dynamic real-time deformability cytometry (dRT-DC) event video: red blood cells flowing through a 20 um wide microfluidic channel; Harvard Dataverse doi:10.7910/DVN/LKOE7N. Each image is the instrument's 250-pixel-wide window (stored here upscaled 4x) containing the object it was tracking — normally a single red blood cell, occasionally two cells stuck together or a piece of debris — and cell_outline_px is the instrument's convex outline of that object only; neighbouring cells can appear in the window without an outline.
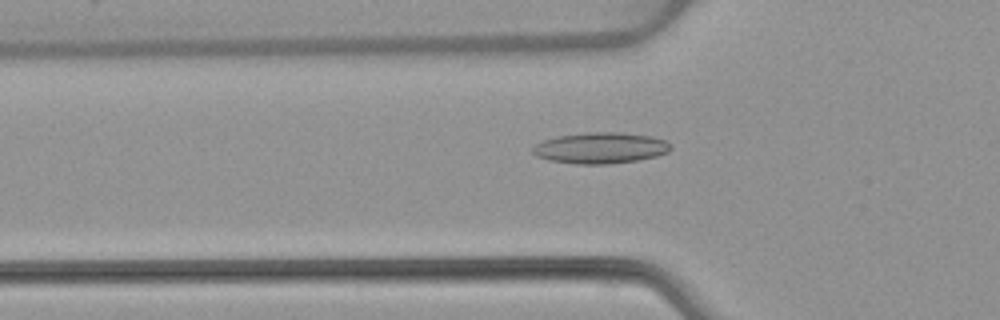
{"species": "common noctule bat (a hibernating species)", "species_latin": "Nyctalus noctula", "temperature_condition": "warm", "stored_images_in_passage": 53, "camera_frame_rate_fps": 3000, "um_per_image_px": 0.085, "animal": {"sex": "female", "body_mass_g": 22.7, "forearm_length_mm": 54.2}, "frame": {"image": 1, "passage_image": 18, "time_ms": 5.667, "image_size_px": [1000, 320], "cell_outline_px": [[672, 148], [668, 152], [656, 156], [636, 160], [608, 164], [576, 164], [548, 160], [536, 156], [532, 152], [532, 148], [536, 144], [544, 140], [556, 136], [584, 132], [620, 132], [652, 136], [664, 140], [672, 144]], "centroid_in_image_um": [51.04, 12.57], "position_along_channel_um": 74.8, "area_um2": 25.14}}
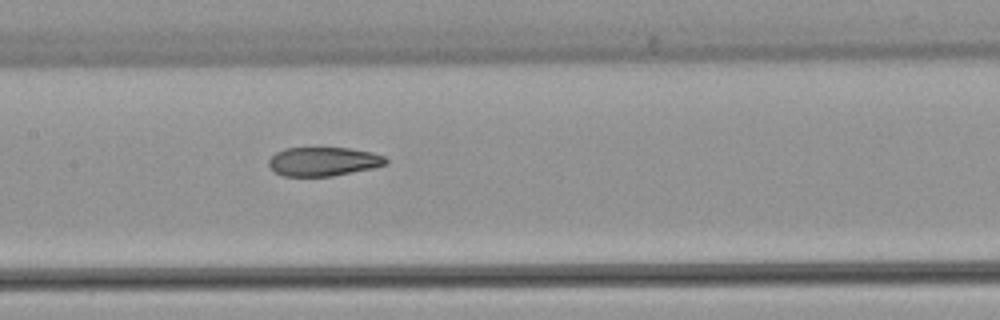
{"frame": {"image": 2, "passage_image": 26, "time_ms": 8.333, "image_size_px": [1000, 320], "cell_outline_px": [[388, 164], [372, 168], [332, 176], [284, 176], [276, 172], [268, 164], [268, 160], [276, 152], [284, 148], [348, 148], [372, 152], [384, 156], [388, 160]], "centroid_in_image_um": [27.5, 13.72], "position_along_channel_um": 179.9, "area_um2": 19.65}}
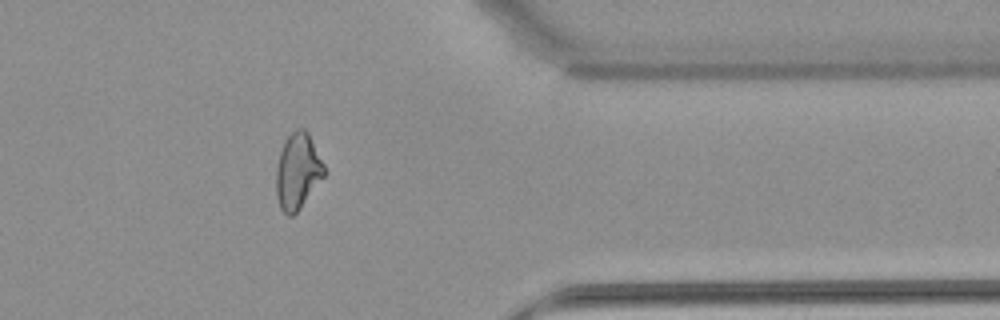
{"frame": {"image": 3, "passage_image": 43, "time_ms": 14.0, "image_size_px": [1000, 320], "cell_outline_px": [[324, 176], [300, 208], [292, 216], [288, 216], [280, 208], [276, 196], [276, 168], [280, 152], [284, 140], [296, 128], [304, 128], [308, 132], [324, 164]], "centroid_in_image_um": [25.29, 14.54], "position_along_channel_um": 386.1, "area_um2": 21.15}, "authors_computed_cell_mechanics": {"area_um2": 22.3108, "velocity_mm_per_s": 3.9149, "shape_relaxation_time_tau1_ms": null, "shape_relaxation_time_tau2_ms": 2.6623, "deformation_change_tau1": null, "deformation_change_tau2": 0.1097}}